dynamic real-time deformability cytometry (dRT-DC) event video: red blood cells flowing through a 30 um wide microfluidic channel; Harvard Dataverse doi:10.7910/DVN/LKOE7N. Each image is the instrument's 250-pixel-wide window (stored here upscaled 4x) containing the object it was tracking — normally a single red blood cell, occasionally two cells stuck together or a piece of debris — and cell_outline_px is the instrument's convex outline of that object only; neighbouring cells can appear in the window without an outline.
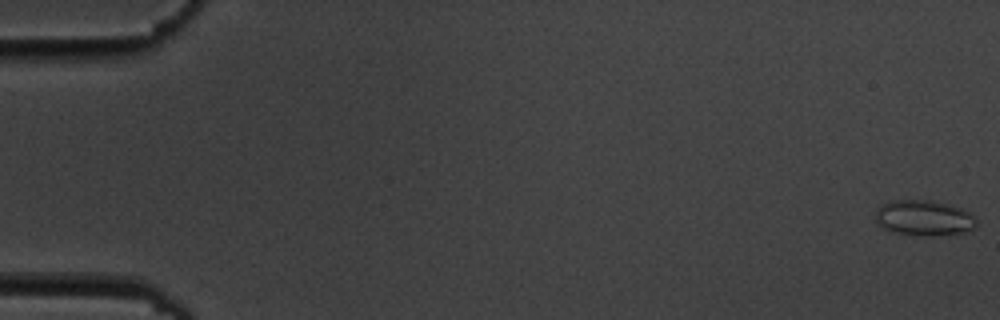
{"species": "common noctule bat (a hibernating species)", "species_latin": "Nyctalus noctula", "temperature_condition": "cold", "stored_images_in_passage": 4, "segment_of_instrument_passage": [1, 2], "camera_frame_rate_fps": 3000, "um_per_image_px": 0.085, "animal": {"sex": "male", "body_mass_g": 19.5, "forearm_length_mm": 54.6}, "frame": {"image": 1, "passage_image": 1, "time_ms": 0.0, "image_size_px": [1000, 320], "cell_outline_px": [[976, 228], [964, 232], [932, 236], [888, 232], [880, 228], [876, 224], [876, 212], [880, 204], [892, 200], [928, 200], [948, 204], [960, 208], [968, 212], [976, 220]], "centroid_in_image_um": [78.47, 18.53], "position_along_channel_um": 6.5, "area_um2": 21.04}}